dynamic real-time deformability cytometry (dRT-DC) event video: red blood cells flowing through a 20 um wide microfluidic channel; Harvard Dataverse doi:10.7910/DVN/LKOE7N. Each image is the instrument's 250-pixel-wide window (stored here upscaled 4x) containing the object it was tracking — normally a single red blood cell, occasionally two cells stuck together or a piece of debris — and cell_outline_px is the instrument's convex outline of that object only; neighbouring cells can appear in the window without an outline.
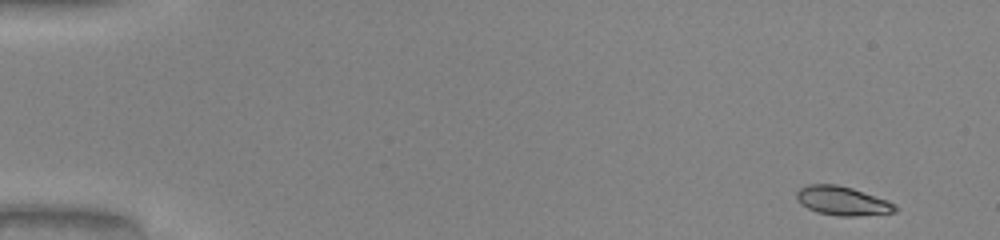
{"species": "common noctule bat (a hibernating species)", "species_latin": "Nyctalus noctula", "temperature_condition": "warm", "stored_images_in_passage": 49, "camera_frame_rate_fps": 3000, "um_per_image_px": 0.085, "animal": {"sex": "male", "body_mass_g": 20.0, "forearm_length_mm": 53.3}, "frame": {"image": 1, "passage_image": 1, "time_ms": 0.0, "image_size_px": [1000, 240], "cell_outline_px": [[896, 212], [856, 216], [836, 216], [816, 212], [800, 204], [796, 200], [796, 192], [800, 188], [808, 184], [836, 184], [852, 188], [888, 200], [896, 204]], "centroid_in_image_um": [71.58, 17.07], "position_along_channel_um": 13.4, "area_um2": 16.76}}
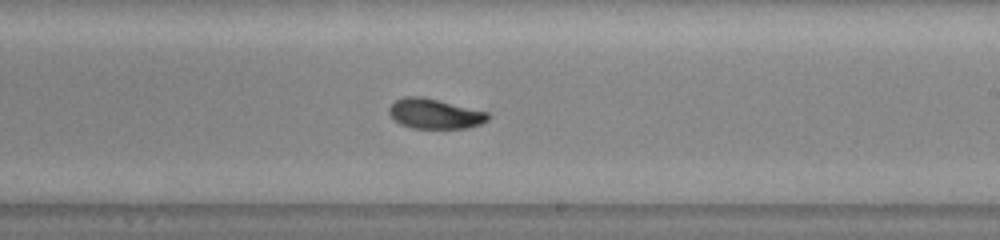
{"frame": {"image": 2, "passage_image": 29, "time_ms": 9.333, "image_size_px": [1000, 240], "cell_outline_px": [[488, 120], [480, 124], [468, 128], [412, 128], [400, 124], [388, 112], [388, 108], [396, 100], [404, 96], [424, 96], [488, 112]], "centroid_in_image_um": [36.95, 9.66], "position_along_channel_um": 252.1, "area_um2": 17.28}}
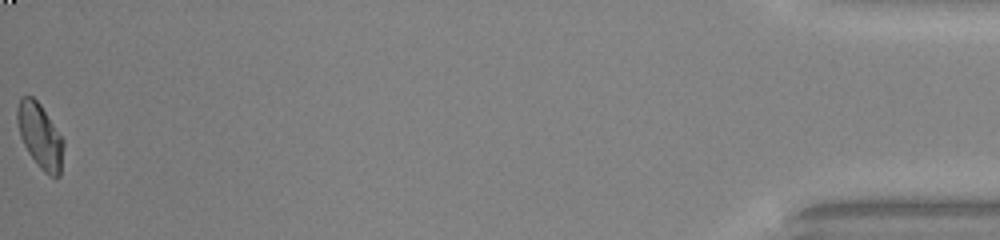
{"frame": {"image": 3, "passage_image": 49, "time_ms": 16.0, "image_size_px": [1000, 240], "cell_outline_px": [[64, 144], [60, 176], [56, 180], [44, 172], [40, 168], [28, 152], [20, 136], [16, 120], [16, 108], [20, 96], [32, 96], [40, 104], [64, 140]], "centroid_in_image_um": [3.4, 11.56], "position_along_channel_um": 431.8, "area_um2": 17.63}, "authors_computed_cell_mechanics": {"area_um2": 17.34, "velocity_mm_per_s": 4.0973, "shape_relaxation_time_tau1_ms": 5.6287, "shape_relaxation_time_tau2_ms": 1.8188, "deformation_change_tau1": 0.1808, "deformation_change_tau2": 0.0561}}